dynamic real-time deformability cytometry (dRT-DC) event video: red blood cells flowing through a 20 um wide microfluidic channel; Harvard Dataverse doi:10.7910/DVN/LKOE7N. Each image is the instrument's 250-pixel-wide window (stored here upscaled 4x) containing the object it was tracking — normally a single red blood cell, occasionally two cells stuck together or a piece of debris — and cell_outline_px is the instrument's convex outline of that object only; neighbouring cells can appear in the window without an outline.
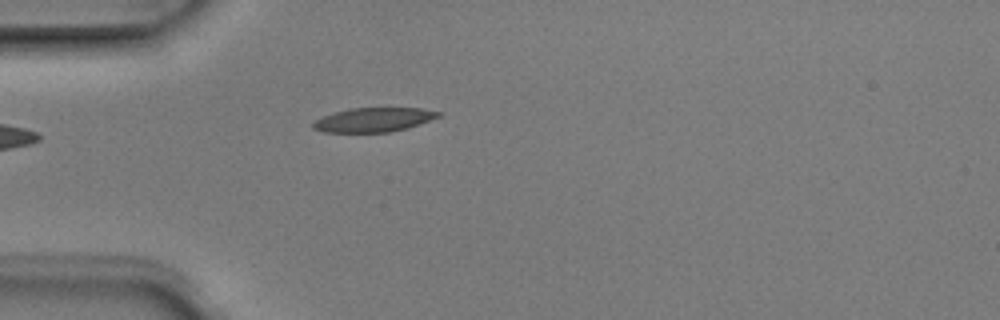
{"species": "Egyptian fruit bat (a non-hibernating species)", "species_latin": "Rousettus aegyptiacus", "temperature_condition": "room temperature", "stored_images_in_passage": 1, "camera_frame_rate_fps": 3000, "um_per_image_px": 0.085, "animal": {"sex": "male"}, "frame": {"image": 1, "passage_image": 1, "time_ms": 0.0, "image_size_px": [1000, 320], "cell_outline_px": [[444, 112], [440, 116], [408, 128], [388, 132], [324, 132], [312, 128], [312, 124], [316, 120], [324, 116], [336, 112], [352, 108], [420, 108]], "centroid_in_image_um": [31.79, 10.18], "position_along_channel_um": 53.2, "area_um2": 17.51}}